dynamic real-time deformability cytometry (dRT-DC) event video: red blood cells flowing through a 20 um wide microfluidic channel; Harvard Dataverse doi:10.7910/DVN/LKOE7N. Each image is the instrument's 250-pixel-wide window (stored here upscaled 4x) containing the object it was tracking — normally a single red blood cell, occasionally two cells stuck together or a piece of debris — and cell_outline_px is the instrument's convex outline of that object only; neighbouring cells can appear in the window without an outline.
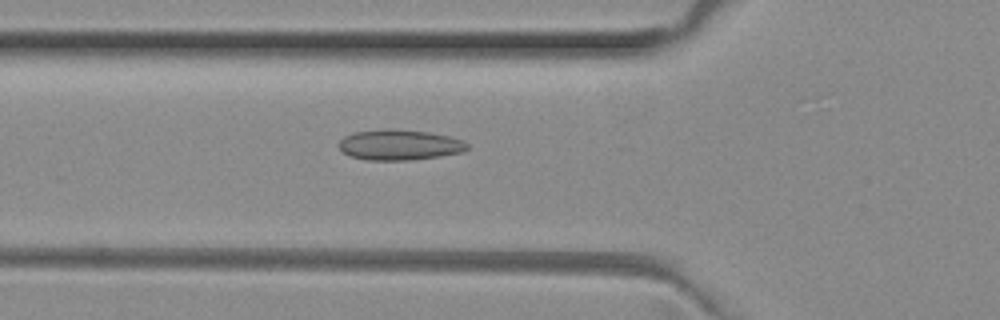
{"species": "common noctule bat (a hibernating species)", "species_latin": "Nyctalus noctula", "temperature_condition": "room temperature", "stored_images_in_passage": 18, "camera_frame_rate_fps": 3000, "um_per_image_px": 0.085, "animal": {"sex": "female", "body_mass_g": 29.2, "forearm_length_mm": 56.3}, "frame": {"image": 1, "passage_image": 9, "time_ms": 2.667, "image_size_px": [1000, 320], "cell_outline_px": [[468, 148], [460, 152], [440, 156], [408, 160], [364, 160], [348, 156], [340, 152], [336, 144], [344, 136], [352, 132], [388, 128], [396, 128], [428, 132], [448, 136], [464, 140], [468, 144]], "centroid_in_image_um": [33.86, 12.3], "position_along_channel_um": 91.9, "area_um2": 23.24}}
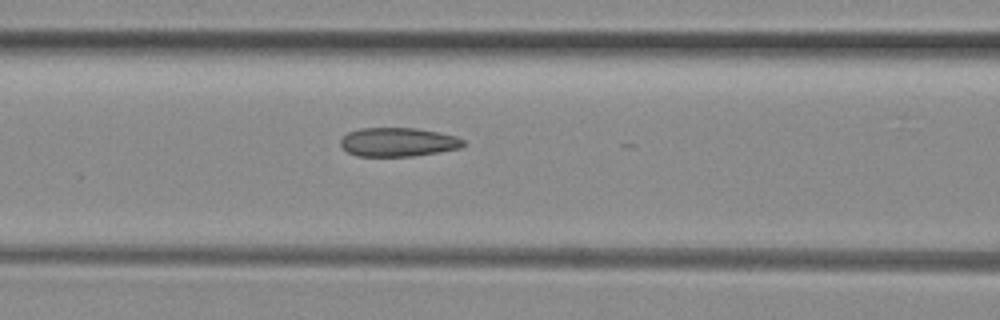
{"frame": {"image": 2, "passage_image": 12, "time_ms": 3.667, "image_size_px": [1000, 320], "cell_outline_px": [[464, 144], [460, 148], [440, 152], [412, 156], [356, 156], [348, 152], [340, 144], [340, 140], [348, 132], [360, 128], [416, 128], [456, 136], [464, 140]], "centroid_in_image_um": [33.83, 12.08], "position_along_channel_um": 132.8, "area_um2": 20.58}}
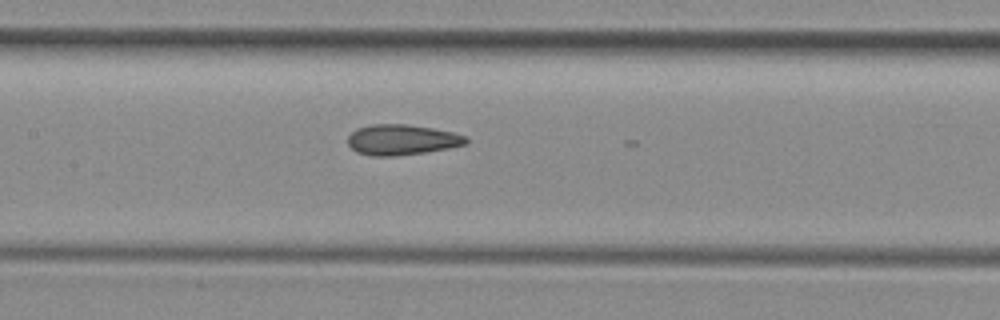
{"frame": {"image": 3, "passage_image": 15, "time_ms": 4.667, "image_size_px": [1000, 320], "cell_outline_px": [[468, 144], [448, 148], [424, 152], [392, 156], [372, 156], [356, 152], [348, 144], [348, 136], [356, 128], [372, 124], [408, 124], [432, 128], [452, 132], [468, 136]], "centroid_in_image_um": [34.16, 11.87], "position_along_channel_um": 173.2, "area_um2": 21.04}}